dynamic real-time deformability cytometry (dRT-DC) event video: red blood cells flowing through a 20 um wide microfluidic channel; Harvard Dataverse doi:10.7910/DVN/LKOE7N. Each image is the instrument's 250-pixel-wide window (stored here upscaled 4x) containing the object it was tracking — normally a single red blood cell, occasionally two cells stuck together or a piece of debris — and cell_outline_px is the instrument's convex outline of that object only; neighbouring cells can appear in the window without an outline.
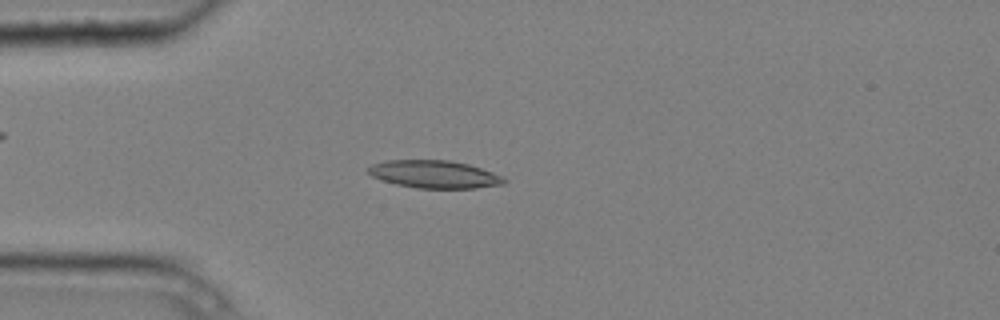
{"species": "common noctule bat (a hibernating species)", "species_latin": "Nyctalus noctula", "temperature_condition": "cold", "stored_images_in_passage": 6, "camera_frame_rate_fps": 3000, "um_per_image_px": 0.085, "animal": {"sex": "male", "body_mass_g": 20.4}, "frame": {"image": 1, "passage_image": 3, "time_ms": 0.667, "image_size_px": [1000, 320], "cell_outline_px": [[508, 180], [504, 184], [476, 188], [416, 188], [396, 184], [372, 176], [364, 168], [372, 164], [388, 160], [448, 160], [468, 164], [504, 176]], "centroid_in_image_um": [36.93, 14.81], "position_along_channel_um": 48.1, "area_um2": 21.96}}
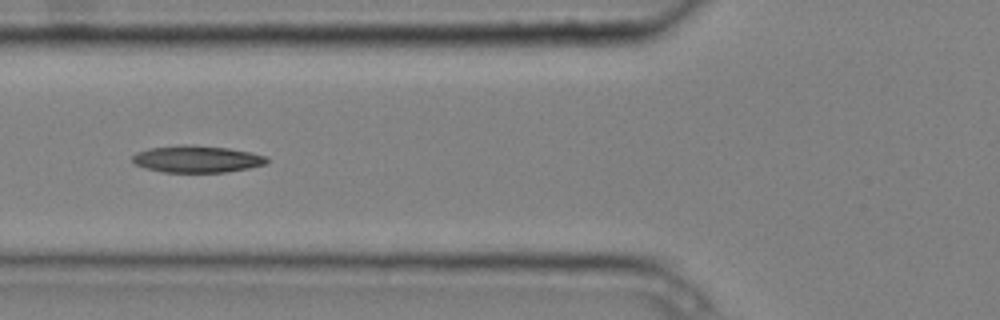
{"frame": {"image": 2, "passage_image": 5, "time_ms": 1.333, "image_size_px": [1000, 320], "cell_outline_px": [[268, 160], [264, 164], [248, 168], [224, 172], [164, 172], [148, 168], [136, 164], [132, 160], [132, 156], [136, 152], [148, 148], [180, 144], [188, 144], [228, 148], [252, 152], [268, 156]], "centroid_in_image_um": [16.74, 13.5], "position_along_channel_um": 109.1, "area_um2": 21.1}}
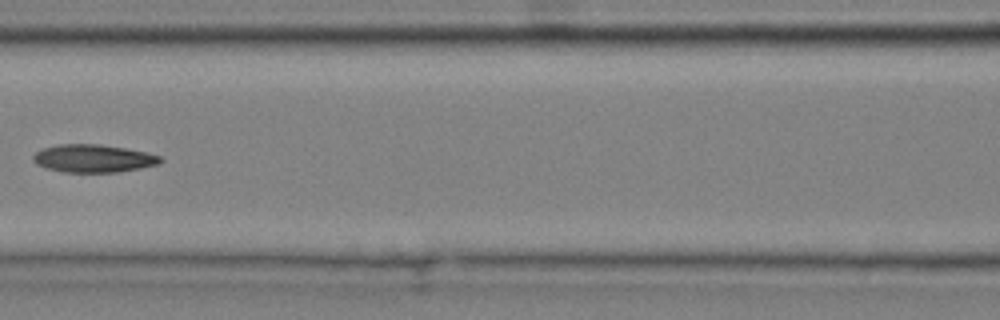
{"frame": {"image": 3, "passage_image": 6, "time_ms": 1.667, "image_size_px": [1000, 320], "cell_outline_px": [[164, 160], [160, 164], [120, 172], [64, 172], [48, 168], [36, 164], [32, 160], [32, 156], [36, 152], [44, 148], [60, 144], [100, 144], [148, 152], [160, 156]], "centroid_in_image_um": [7.97, 13.47], "position_along_channel_um": 158.6, "area_um2": 20.69}}